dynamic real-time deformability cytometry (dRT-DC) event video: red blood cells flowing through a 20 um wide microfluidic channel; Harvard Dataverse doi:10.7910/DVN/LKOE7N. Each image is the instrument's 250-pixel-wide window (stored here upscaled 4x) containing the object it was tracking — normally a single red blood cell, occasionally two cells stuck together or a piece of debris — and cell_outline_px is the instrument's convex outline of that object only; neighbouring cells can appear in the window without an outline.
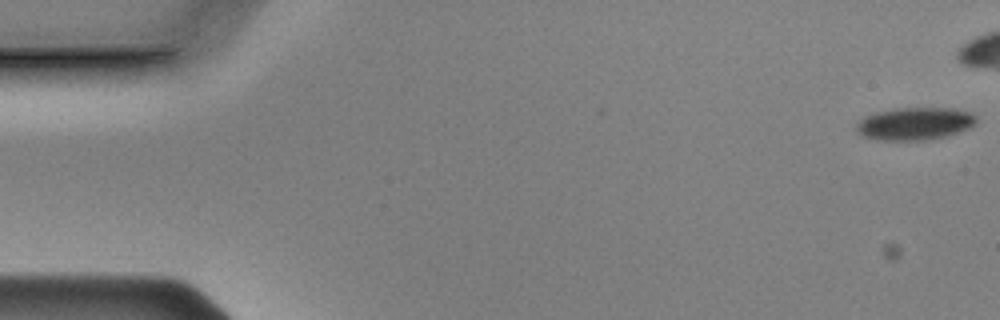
{"species": "Egyptian fruit bat (a non-hibernating species)", "species_latin": "Rousettus aegyptiacus", "temperature_condition": "cold", "stored_images_in_passage": 45, "camera_frame_rate_fps": 3000, "um_per_image_px": 0.085, "animal": {"sex": "male"}, "frame": {"image": 1, "passage_image": 1, "time_ms": 0.0, "image_size_px": [1000, 320], "cell_outline_px": [[976, 124], [968, 128], [948, 136], [928, 140], [876, 140], [860, 136], [856, 132], [856, 124], [864, 116], [876, 112], [896, 108], [956, 108], [972, 112], [976, 116]], "centroid_in_image_um": [77.75, 10.51], "position_along_channel_um": 7.3, "area_um2": 23.18}}
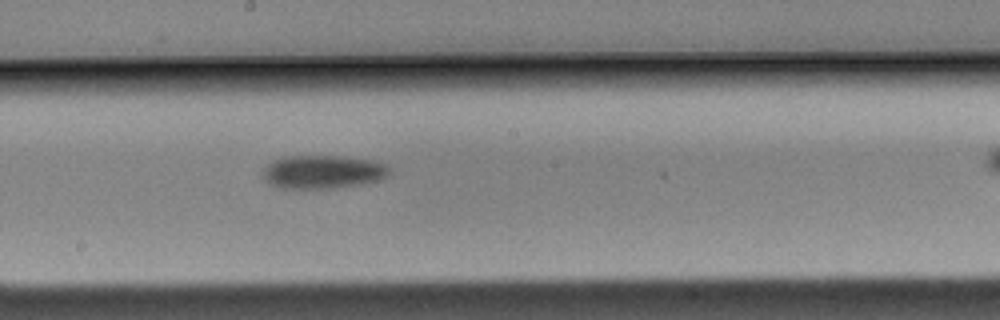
{"frame": {"image": 2, "passage_image": 30, "time_ms": 9.667, "image_size_px": [1000, 320], "cell_outline_px": [[392, 172], [388, 176], [380, 180], [360, 184], [328, 188], [284, 188], [272, 184], [260, 172], [272, 160], [284, 156], [344, 156], [372, 160], [388, 164], [392, 168]], "centroid_in_image_um": [27.51, 14.59], "position_along_channel_um": 220.7, "area_um2": 24.74}}
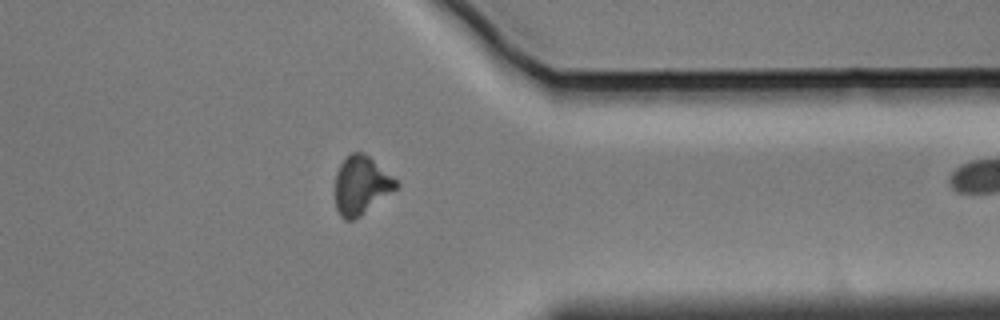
{"frame": {"image": 3, "passage_image": 44, "time_ms": 14.333, "image_size_px": [1000, 320], "cell_outline_px": [[400, 188], [360, 216], [352, 220], [344, 220], [340, 216], [336, 208], [336, 172], [340, 164], [352, 152], [364, 152], [392, 176], [400, 184]], "centroid_in_image_um": [30.73, 15.77], "position_along_channel_um": 380.7, "area_um2": 20.81}}